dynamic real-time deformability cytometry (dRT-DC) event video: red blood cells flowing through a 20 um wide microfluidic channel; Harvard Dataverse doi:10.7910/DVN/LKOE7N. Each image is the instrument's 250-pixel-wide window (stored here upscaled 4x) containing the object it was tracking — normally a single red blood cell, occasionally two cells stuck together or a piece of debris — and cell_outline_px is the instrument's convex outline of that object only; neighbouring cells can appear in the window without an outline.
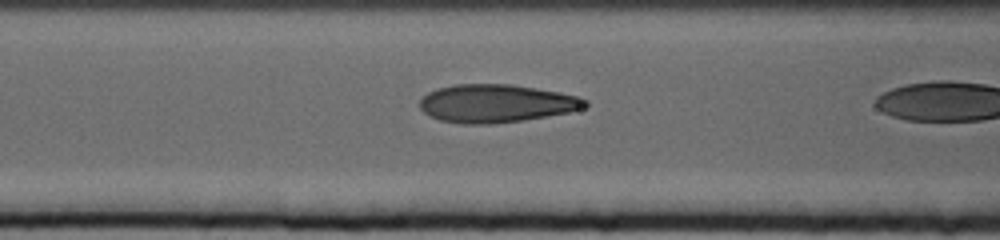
{"species": "human", "species_latin": "Homo sapiens", "temperature_condition": "cold", "stored_images_in_passage": 29, "camera_frame_rate_fps": 3000, "um_per_image_px": 0.085, "donor": {"sex": "female"}, "frame": {"image": 1, "passage_image": 24, "time_ms": 7.667, "image_size_px": [1000, 240], "cell_outline_px": [[588, 104], [580, 108], [568, 112], [520, 120], [488, 124], [460, 124], [440, 120], [424, 112], [420, 108], [420, 100], [428, 92], [436, 88], [456, 84], [508, 84], [536, 88], [580, 96], [588, 100]], "centroid_in_image_um": [42.14, 8.78], "position_along_channel_um": 124.5, "area_um2": 36.36}}
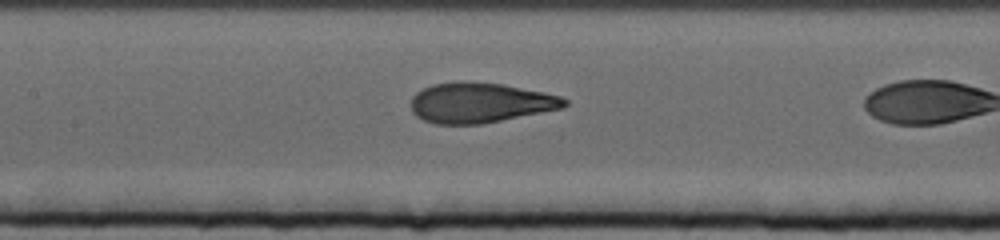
{"frame": {"image": 2, "passage_image": 28, "time_ms": 9.0, "image_size_px": [1000, 240], "cell_outline_px": [[568, 104], [564, 108], [480, 124], [436, 124], [424, 120], [416, 116], [412, 112], [412, 96], [416, 92], [432, 84], [456, 80], [460, 80], [500, 84], [544, 92], [560, 96], [568, 100]], "centroid_in_image_um": [40.79, 8.72], "position_along_channel_um": 166.6, "area_um2": 35.95}}